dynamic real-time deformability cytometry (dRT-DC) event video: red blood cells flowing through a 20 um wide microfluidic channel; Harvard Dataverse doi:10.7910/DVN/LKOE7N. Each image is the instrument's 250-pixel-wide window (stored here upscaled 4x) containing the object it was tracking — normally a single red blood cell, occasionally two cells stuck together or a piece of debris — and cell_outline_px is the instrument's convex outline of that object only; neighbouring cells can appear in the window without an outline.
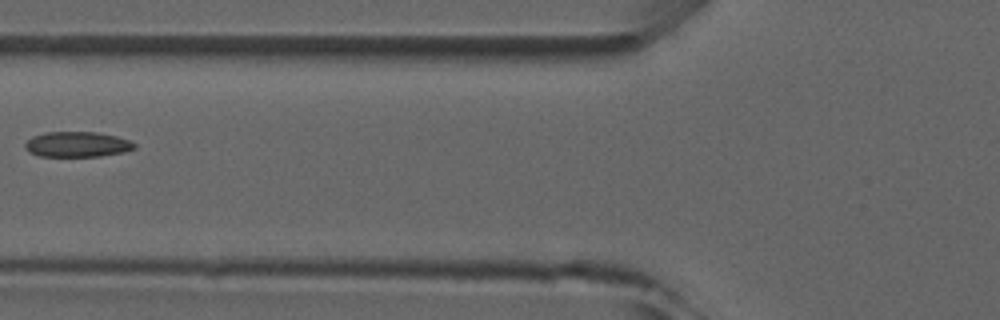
{"species": "common noctule bat (a hibernating species)", "species_latin": "Nyctalus noctula", "temperature_condition": "room temperature", "stored_images_in_passage": 4, "camera_frame_rate_fps": 3000, "um_per_image_px": 0.085, "animal": {"sex": "male", "forearm_length_mm": 52.5}, "frame": {"image": 1, "passage_image": 4, "time_ms": 3.333, "image_size_px": [1000, 320], "cell_outline_px": [[136, 148], [124, 152], [100, 156], [40, 156], [28, 152], [24, 148], [24, 144], [32, 136], [48, 132], [96, 132], [116, 136], [128, 140], [136, 144]], "centroid_in_image_um": [6.55, 12.27], "position_along_channel_um": 119.3, "area_um2": 16.13}}